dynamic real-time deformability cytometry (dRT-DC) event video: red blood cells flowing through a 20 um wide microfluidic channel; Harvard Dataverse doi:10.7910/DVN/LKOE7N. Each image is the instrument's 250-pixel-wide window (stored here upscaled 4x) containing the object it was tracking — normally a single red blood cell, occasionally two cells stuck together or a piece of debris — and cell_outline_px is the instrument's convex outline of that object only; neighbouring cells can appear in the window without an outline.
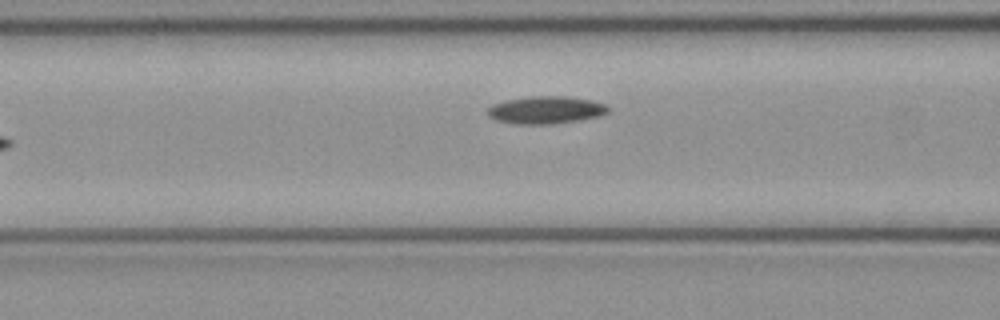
{"species": "common noctule bat (a hibernating species)", "species_latin": "Nyctalus noctula", "temperature_condition": "cold", "stored_images_in_passage": 7, "camera_frame_rate_fps": 3000, "um_per_image_px": 0.085, "animal": {"sex": "female", "body_mass_g": 21.9}, "frame": {"image": 1, "passage_image": 6, "time_ms": 1.667, "image_size_px": [1000, 320], "cell_outline_px": [[608, 112], [600, 116], [552, 124], [516, 124], [496, 120], [488, 116], [484, 112], [492, 104], [504, 100], [528, 96], [564, 96], [592, 100], [608, 104]], "centroid_in_image_um": [46.35, 9.34], "position_along_channel_um": 120.2, "area_um2": 19.54}}
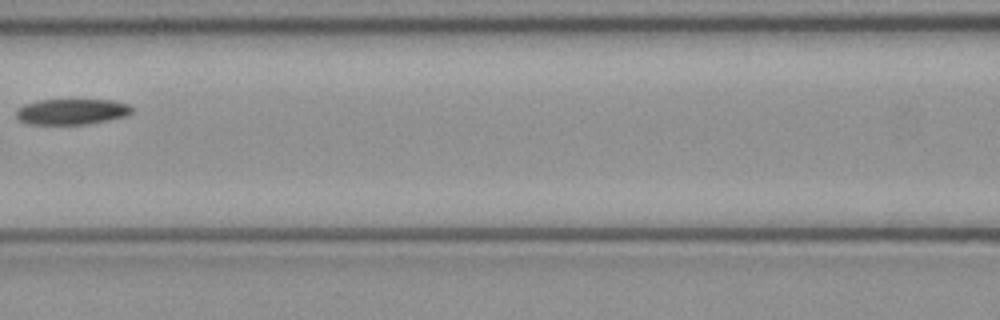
{"frame": {"image": 2, "passage_image": 7, "time_ms": 2.0, "image_size_px": [1000, 320], "cell_outline_px": [[132, 112], [124, 116], [108, 120], [84, 124], [28, 124], [20, 120], [16, 116], [16, 108], [24, 104], [40, 100], [112, 100], [128, 104], [132, 108]], "centroid_in_image_um": [6.06, 9.49], "position_along_channel_um": 160.5, "area_um2": 17.22}}